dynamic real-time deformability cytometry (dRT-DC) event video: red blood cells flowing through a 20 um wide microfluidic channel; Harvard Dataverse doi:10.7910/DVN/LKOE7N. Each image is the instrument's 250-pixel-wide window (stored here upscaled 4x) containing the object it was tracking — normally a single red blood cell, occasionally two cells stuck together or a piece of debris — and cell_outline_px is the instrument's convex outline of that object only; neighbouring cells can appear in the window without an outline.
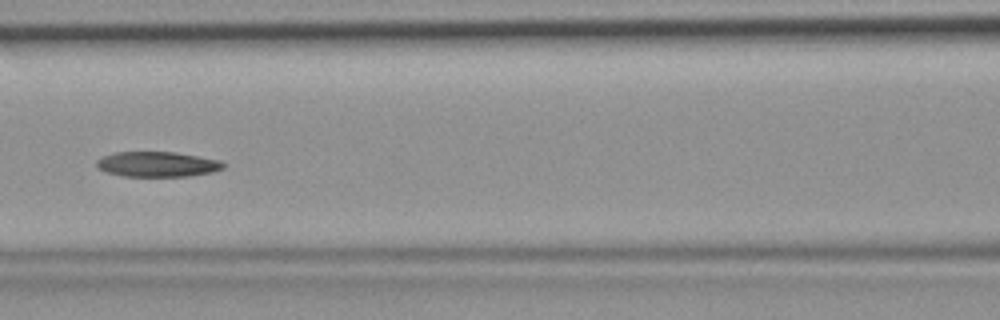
{"species": "common noctule bat (a hibernating species)", "species_latin": "Nyctalus noctula", "temperature_condition": "room temperature", "stored_images_in_passage": 9, "camera_frame_rate_fps": 3000, "um_per_image_px": 0.085, "animal": {"sex": "female", "body_mass_g": 19.9}, "frame": {"image": 1, "passage_image": 9, "time_ms": 2.667, "image_size_px": [1000, 320], "cell_outline_px": [[228, 164], [224, 168], [212, 172], [188, 176], [124, 176], [108, 172], [96, 168], [96, 160], [104, 156], [116, 152], [176, 152], [220, 160]], "centroid_in_image_um": [13.41, 13.96], "position_along_channel_um": 153.2, "area_um2": 18.61}}